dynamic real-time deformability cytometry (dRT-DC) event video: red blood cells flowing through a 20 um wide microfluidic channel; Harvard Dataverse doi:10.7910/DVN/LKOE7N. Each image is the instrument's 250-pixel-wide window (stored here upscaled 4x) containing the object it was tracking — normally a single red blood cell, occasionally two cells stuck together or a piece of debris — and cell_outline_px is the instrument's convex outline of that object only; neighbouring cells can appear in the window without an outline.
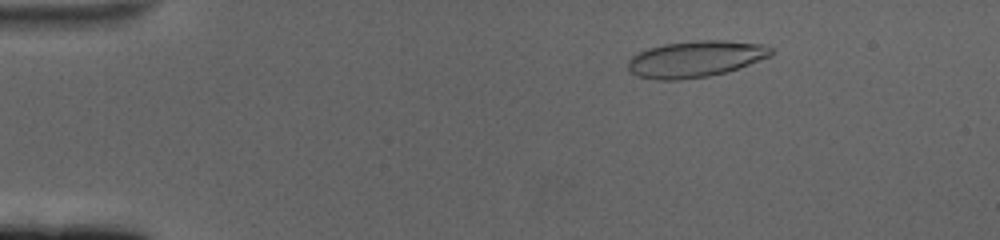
{"species": "human", "species_latin": "Homo sapiens", "temperature_condition": "cold", "stored_images_in_passage": 59, "camera_frame_rate_fps": 3000, "um_per_image_px": 0.085, "donor": {"sex": "female"}, "frame": {"image": 1, "passage_image": 8, "time_ms": 2.333, "image_size_px": [1000, 240], "cell_outline_px": [[776, 52], [772, 56], [724, 72], [708, 76], [676, 80], [656, 80], [636, 76], [628, 68], [628, 60], [632, 56], [648, 48], [664, 44], [696, 40], [724, 40], [764, 44], [772, 48]], "centroid_in_image_um": [59.13, 5.0], "position_along_channel_um": 25.9, "area_um2": 30.29}}
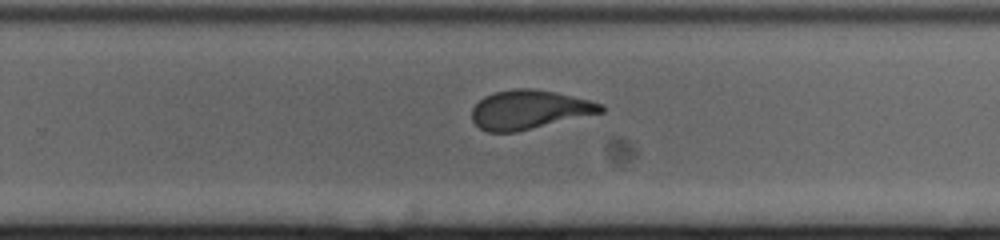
{"frame": {"image": 2, "passage_image": 38, "time_ms": 12.333, "image_size_px": [1000, 240], "cell_outline_px": [[604, 112], [516, 132], [488, 132], [480, 128], [472, 120], [472, 108], [484, 96], [492, 92], [516, 88], [532, 88], [556, 92], [604, 104]], "centroid_in_image_um": [44.98, 9.31], "position_along_channel_um": 284.8, "area_um2": 29.3}}
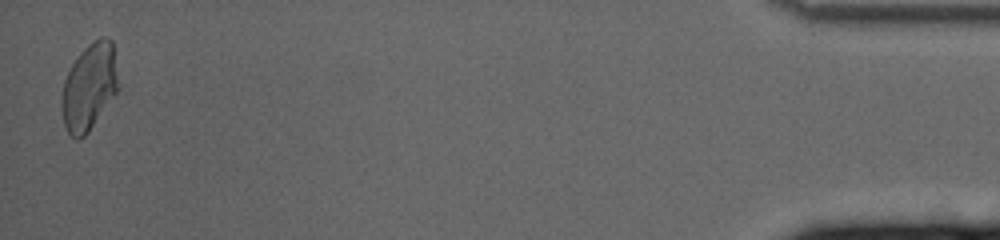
{"frame": {"image": 3, "passage_image": 58, "time_ms": 19.0, "image_size_px": [1000, 240], "cell_outline_px": [[120, 88], [88, 132], [84, 136], [76, 140], [68, 132], [64, 124], [60, 108], [60, 104], [64, 80], [72, 64], [80, 52], [88, 44], [100, 36], [108, 36], [112, 40], [120, 84]], "centroid_in_image_um": [7.6, 7.36], "position_along_channel_um": 427.6, "area_um2": 29.02}, "authors_computed_cell_mechanics": {"area_um2": 29.767, "velocity_mm_per_s": 3.3919, "shape_relaxation_time_tau1_ms": 7.8898, "shape_relaxation_time_tau2_ms": 1.0811, "deformation_change_tau1": 0.2304, "deformation_change_tau2": 0.0801}}